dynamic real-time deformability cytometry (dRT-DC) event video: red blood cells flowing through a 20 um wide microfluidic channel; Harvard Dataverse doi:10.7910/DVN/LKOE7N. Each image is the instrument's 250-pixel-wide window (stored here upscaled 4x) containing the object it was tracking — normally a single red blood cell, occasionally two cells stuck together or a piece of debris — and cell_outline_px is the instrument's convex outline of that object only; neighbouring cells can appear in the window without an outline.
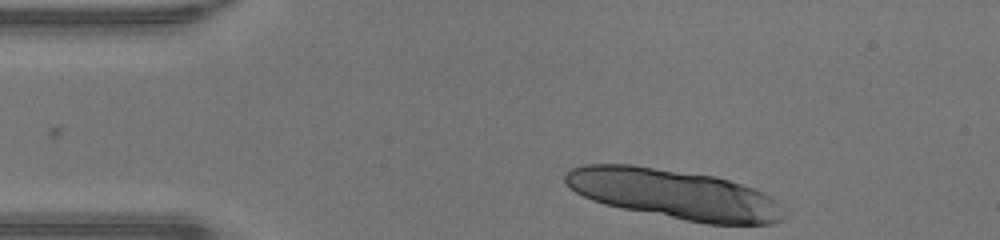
{"species": "human", "species_latin": "Homo sapiens", "temperature_condition": "warm", "stored_images_in_passage": 33, "camera_frame_rate_fps": 3000, "um_per_image_px": 0.085, "donor": {"sex": "male"}, "frame": {"image": 1, "passage_image": 1, "time_ms": 0.0, "image_size_px": [1000, 240], "cell_outline_px": [[784, 216], [780, 220], [772, 224], [708, 224], [620, 208], [604, 204], [592, 200], [576, 192], [564, 184], [564, 172], [572, 168], [584, 164], [632, 164], [716, 176], [764, 192], [772, 196], [776, 200]], "centroid_in_image_um": [57.26, 16.49], "position_along_channel_um": 27.7, "area_um2": 63.29}}
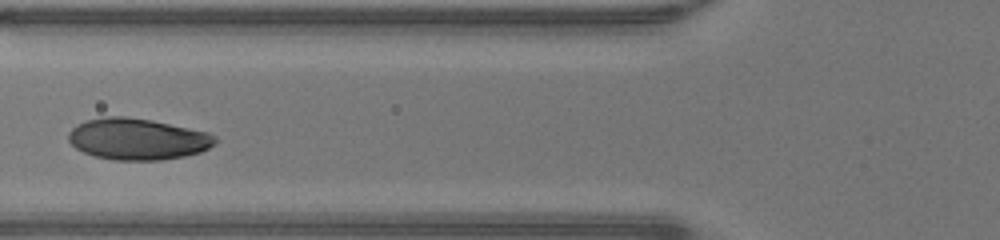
{"frame": {"image": 2, "passage_image": 12, "time_ms": 3.667, "image_size_px": [1000, 240], "cell_outline_px": [[216, 144], [200, 152], [184, 156], [160, 160], [116, 160], [96, 156], [84, 152], [76, 148], [68, 140], [68, 132], [76, 124], [88, 120], [104, 116], [124, 116], [152, 120], [208, 132], [216, 136]], "centroid_in_image_um": [11.69, 11.81], "position_along_channel_um": 114.1, "area_um2": 35.37}}
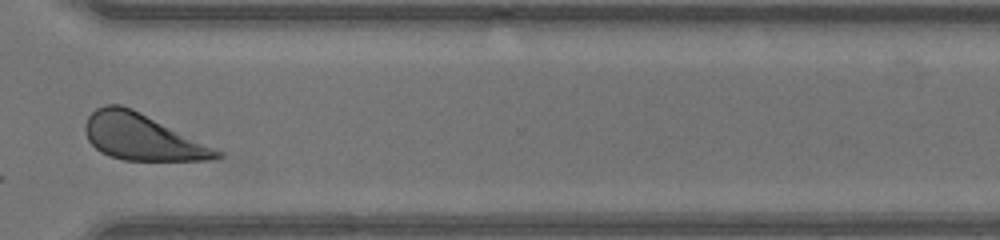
{"frame": {"image": 3, "passage_image": 29, "time_ms": 9.333, "image_size_px": [1000, 240], "cell_outline_px": [[224, 156], [208, 160], [124, 160], [108, 156], [100, 152], [88, 140], [84, 132], [84, 124], [88, 116], [96, 108], [104, 104], [120, 104], [132, 108], [224, 152]], "centroid_in_image_um": [12.05, 11.64], "position_along_channel_um": 358.6, "area_um2": 35.43}, "authors_computed_cell_mechanics": {"area_um2": 35.4314, "velocity_mm_per_s": 4.3156, "shape_relaxation_time_tau1_ms": 2.7027, "shape_relaxation_time_tau2_ms": null, "deformation_change_tau1": 0.1557, "deformation_change_tau2": null}}